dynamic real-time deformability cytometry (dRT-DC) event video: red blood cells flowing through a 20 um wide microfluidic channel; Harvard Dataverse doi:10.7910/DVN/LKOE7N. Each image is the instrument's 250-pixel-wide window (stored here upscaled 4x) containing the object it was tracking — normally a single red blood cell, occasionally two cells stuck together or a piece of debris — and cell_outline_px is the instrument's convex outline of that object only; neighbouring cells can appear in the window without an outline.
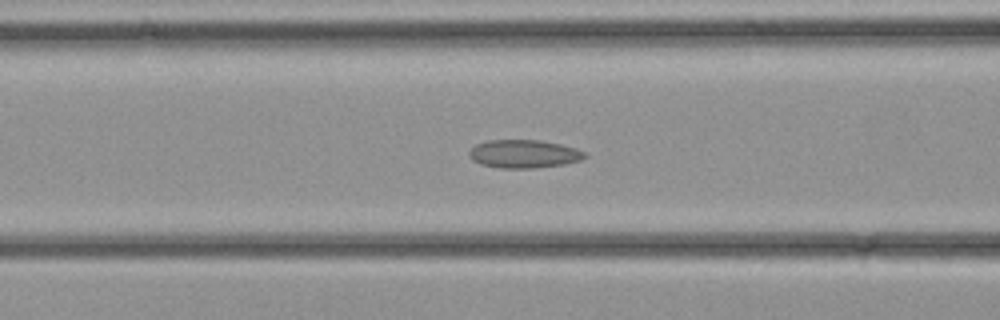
{"species": "common noctule bat (a hibernating species)", "species_latin": "Nyctalus noctula", "temperature_condition": "cold", "stored_images_in_passage": 32, "camera_frame_rate_fps": 3000, "um_per_image_px": 0.085, "animal": {"sex": "female", "body_mass_g": 21.9}, "frame": {"image": 1, "passage_image": 11, "time_ms": 3.333, "image_size_px": [1000, 320], "cell_outline_px": [[588, 156], [580, 160], [564, 164], [532, 168], [500, 168], [480, 164], [472, 160], [468, 156], [468, 152], [476, 144], [488, 140], [540, 140], [560, 144], [576, 148], [584, 152]], "centroid_in_image_um": [44.51, 13.08], "position_along_channel_um": 122.1, "area_um2": 19.02}}
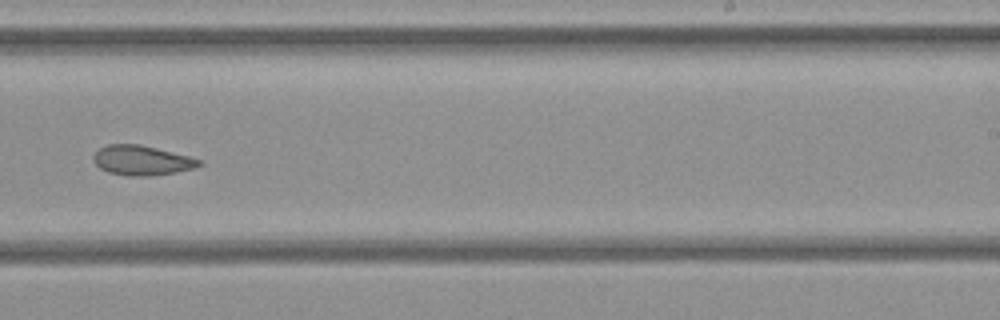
{"frame": {"image": 2, "passage_image": 19, "time_ms": 6.0, "image_size_px": [1000, 320], "cell_outline_px": [[204, 164], [196, 168], [176, 172], [152, 176], [128, 176], [108, 172], [100, 168], [92, 160], [92, 156], [100, 148], [108, 144], [140, 144], [188, 156], [200, 160]], "centroid_in_image_um": [12.05, 13.64], "position_along_channel_um": 276.9, "area_um2": 18.38}}
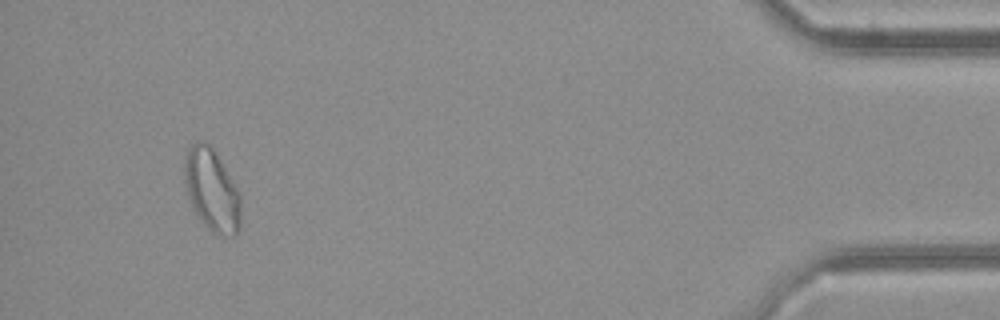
{"frame": {"image": 3, "passage_image": 30, "time_ms": 9.667, "image_size_px": [1000, 320], "cell_outline_px": [[240, 228], [236, 236], [228, 236], [212, 232], [200, 220], [188, 200], [184, 180], [184, 160], [188, 148], [192, 144], [208, 144], [216, 152], [240, 192]], "centroid_in_image_um": [18.01, 16.2], "position_along_channel_um": 417.2, "area_um2": 26.99}}